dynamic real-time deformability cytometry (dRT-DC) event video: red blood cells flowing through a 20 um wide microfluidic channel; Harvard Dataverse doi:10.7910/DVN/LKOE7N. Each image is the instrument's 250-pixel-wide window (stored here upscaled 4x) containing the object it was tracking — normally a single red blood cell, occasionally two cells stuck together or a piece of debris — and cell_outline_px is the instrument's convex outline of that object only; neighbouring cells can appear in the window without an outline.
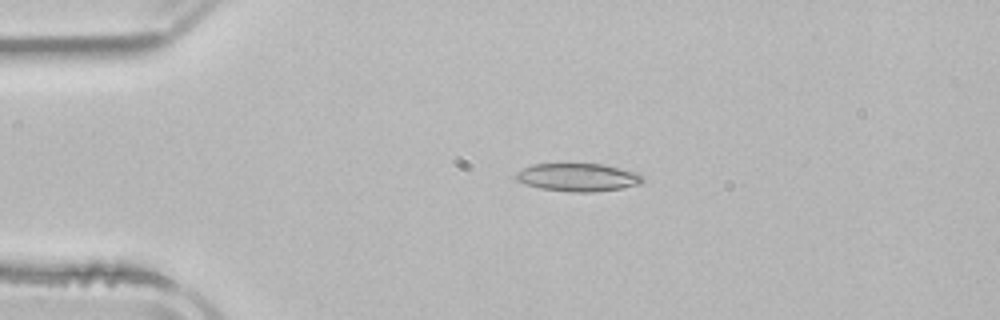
{"species": "common noctule bat (a hibernating species)", "species_latin": "Nyctalus noctula", "temperature_condition": "room temperature", "stored_images_in_passage": 2, "camera_frame_rate_fps": 3000, "um_per_image_px": 0.085, "animal": {"sex": "male", "body_mass_g": 21.5, "forearm_length_mm": 52.0}, "frame": {"image": 1, "passage_image": 1, "time_ms": 0.0, "image_size_px": [1000, 320], "cell_outline_px": [[644, 180], [640, 184], [620, 188], [592, 192], [572, 192], [540, 188], [516, 180], [512, 176], [516, 172], [532, 164], [604, 164], [636, 172], [644, 176]], "centroid_in_image_um": [49.12, 15.07], "position_along_channel_um": 35.9, "area_um2": 20.63}}